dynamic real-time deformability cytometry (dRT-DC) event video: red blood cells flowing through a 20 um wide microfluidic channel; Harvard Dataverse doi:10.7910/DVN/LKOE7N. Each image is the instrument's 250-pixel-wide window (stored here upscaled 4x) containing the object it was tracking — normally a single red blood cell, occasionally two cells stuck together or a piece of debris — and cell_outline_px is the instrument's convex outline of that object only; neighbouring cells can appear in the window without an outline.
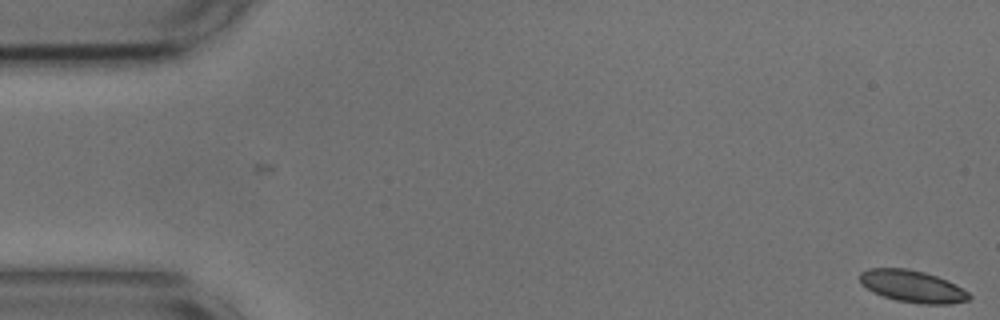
{"species": "common noctule bat (a hibernating species)", "species_latin": "Nyctalus noctula", "temperature_condition": "cold", "stored_images_in_passage": 37, "camera_frame_rate_fps": 3000, "um_per_image_px": 0.085, "animal": {"sex": "male", "body_mass_g": 17.9, "forearm_length_mm": 54.2}, "frame": {"image": 1, "passage_image": 1, "time_ms": 0.0, "image_size_px": [1000, 320], "cell_outline_px": [[972, 296], [968, 300], [948, 304], [920, 304], [896, 300], [872, 292], [860, 284], [860, 272], [868, 268], [908, 268], [924, 272], [948, 280], [956, 284], [968, 292]], "centroid_in_image_um": [77.54, 24.33], "position_along_channel_um": 7.5, "area_um2": 20.52}}
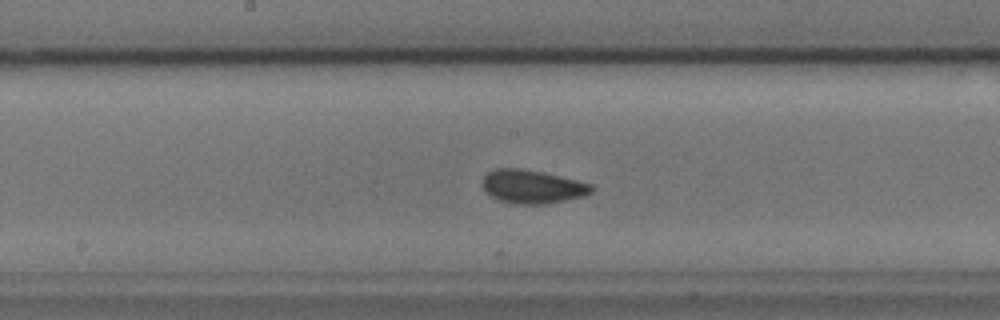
{"frame": {"image": 2, "passage_image": 28, "time_ms": 9.0, "image_size_px": [1000, 320], "cell_outline_px": [[592, 192], [584, 196], [548, 204], [512, 204], [500, 200], [484, 192], [484, 176], [488, 172], [496, 168], [520, 168], [544, 172], [592, 184]], "centroid_in_image_um": [45.25, 15.87], "position_along_channel_um": 203.0, "area_um2": 21.27}}
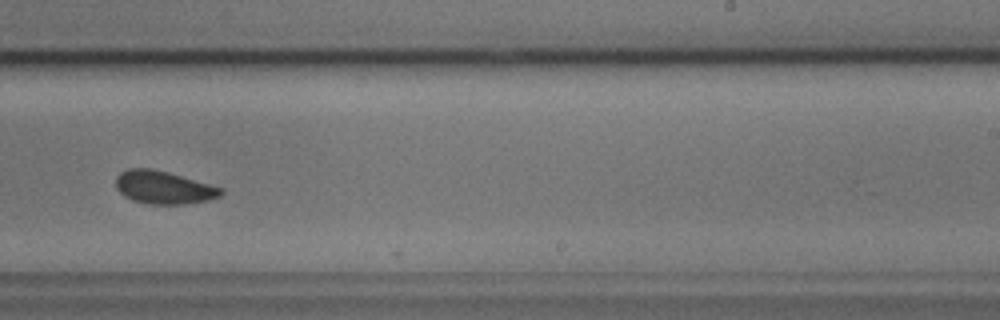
{"frame": {"image": 3, "passage_image": 34, "time_ms": 11.0, "image_size_px": [1000, 320], "cell_outline_px": [[224, 192], [220, 196], [208, 200], [184, 204], [152, 204], [132, 200], [124, 196], [116, 188], [116, 176], [120, 172], [128, 168], [152, 168], [168, 172], [224, 188]], "centroid_in_image_um": [13.9, 15.92], "position_along_channel_um": 275.1, "area_um2": 20.23}}